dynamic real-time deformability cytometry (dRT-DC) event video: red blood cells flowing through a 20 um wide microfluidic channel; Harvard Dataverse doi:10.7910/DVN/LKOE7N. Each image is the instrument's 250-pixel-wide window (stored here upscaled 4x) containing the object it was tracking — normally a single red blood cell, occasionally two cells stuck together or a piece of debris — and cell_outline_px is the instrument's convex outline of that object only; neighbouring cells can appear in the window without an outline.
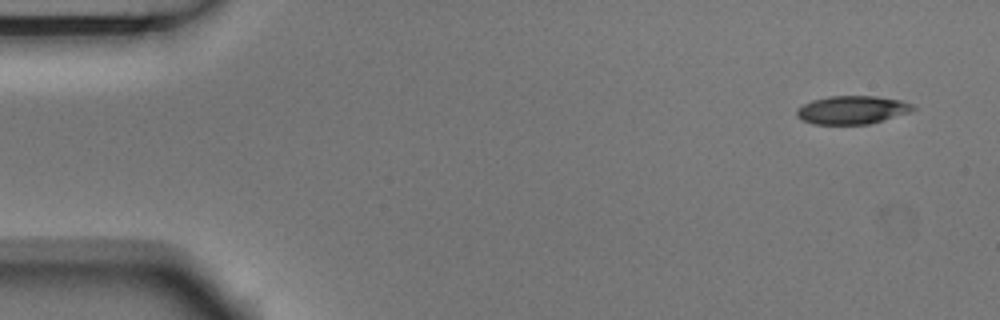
{"species": "Egyptian fruit bat (a non-hibernating species)", "species_latin": "Rousettus aegyptiacus", "temperature_condition": "room temperature", "stored_images_in_passage": 4, "camera_frame_rate_fps": 3000, "um_per_image_px": 0.085, "animal": {"sex": "male"}, "frame": {"image": 1, "passage_image": 1, "time_ms": 0.0, "image_size_px": [1000, 320], "cell_outline_px": [[916, 108], [912, 112], [884, 120], [868, 124], [812, 124], [800, 120], [796, 116], [796, 112], [804, 104], [812, 100], [828, 96], [876, 96], [900, 100], [916, 104]], "centroid_in_image_um": [72.47, 9.34], "position_along_channel_um": 12.5, "area_um2": 19.36}}
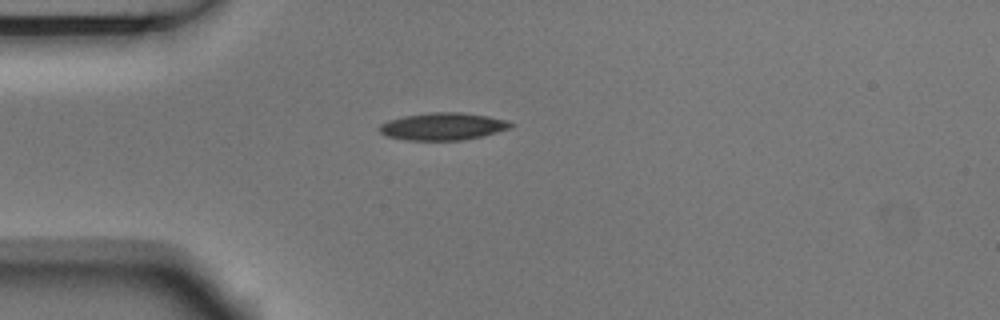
{"frame": {"image": 2, "passage_image": 4, "time_ms": 1.0, "image_size_px": [1000, 320], "cell_outline_px": [[516, 124], [512, 128], [484, 136], [460, 140], [408, 140], [388, 136], [380, 132], [380, 124], [388, 120], [404, 116], [432, 112], [460, 112], [488, 116], [508, 120]], "centroid_in_image_um": [37.72, 10.74], "position_along_channel_um": 47.3, "area_um2": 20.98}}